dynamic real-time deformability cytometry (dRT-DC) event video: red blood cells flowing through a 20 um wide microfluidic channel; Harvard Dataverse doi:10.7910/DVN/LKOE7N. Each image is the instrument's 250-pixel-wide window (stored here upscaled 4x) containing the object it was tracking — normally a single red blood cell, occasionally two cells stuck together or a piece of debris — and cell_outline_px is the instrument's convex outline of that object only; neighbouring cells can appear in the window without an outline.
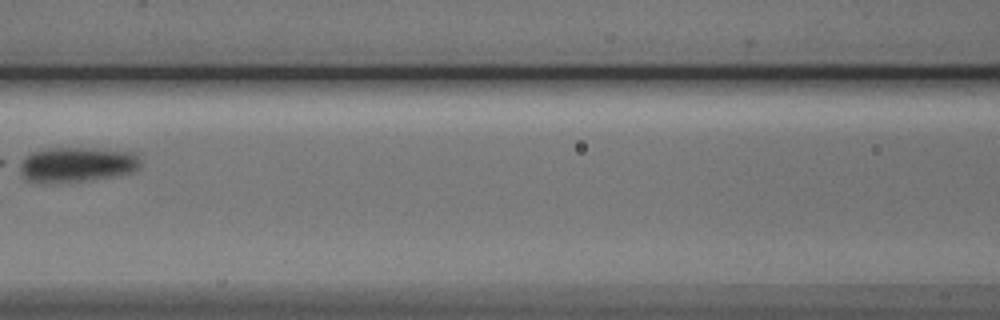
{"species": "Egyptian fruit bat (a non-hibernating species)", "species_latin": "Rousettus aegyptiacus", "temperature_condition": "cold", "stored_images_in_passage": 7, "camera_frame_rate_fps": 3000, "um_per_image_px": 0.085, "animal": {"sex": "male"}, "frame": {"image": 1, "passage_image": 6, "time_ms": 7.0, "image_size_px": [1000, 320], "cell_outline_px": [[140, 164], [132, 172], [112, 176], [84, 180], [28, 180], [12, 164], [16, 160], [32, 152], [44, 148], [96, 148], [136, 152], [140, 160]], "centroid_in_image_um": [6.46, 13.92], "position_along_channel_um": 160.1, "area_um2": 24.39}}
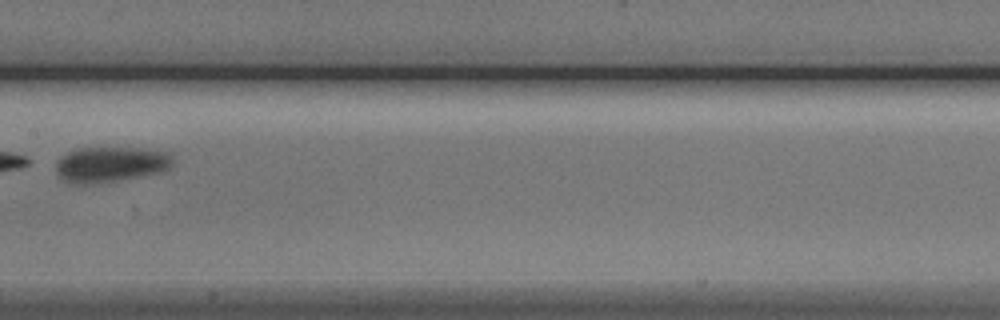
{"frame": {"image": 2, "passage_image": 7, "time_ms": 8.0, "image_size_px": [1000, 320], "cell_outline_px": [[172, 164], [164, 172], [92, 184], [68, 184], [60, 180], [56, 172], [56, 160], [60, 156], [76, 148], [144, 148], [172, 152]], "centroid_in_image_um": [9.37, 13.97], "position_along_channel_um": 198.0, "area_um2": 24.62}}